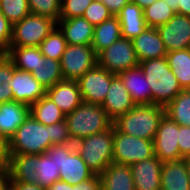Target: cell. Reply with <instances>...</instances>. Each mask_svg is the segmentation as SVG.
<instances>
[{"instance_id":"obj_17","label":"cell","mask_w":190,"mask_h":190,"mask_svg":"<svg viewBox=\"0 0 190 190\" xmlns=\"http://www.w3.org/2000/svg\"><path fill=\"white\" fill-rule=\"evenodd\" d=\"M46 95L65 114L74 111L82 102V96L78 81L62 80L54 86L46 89Z\"/></svg>"},{"instance_id":"obj_6","label":"cell","mask_w":190,"mask_h":190,"mask_svg":"<svg viewBox=\"0 0 190 190\" xmlns=\"http://www.w3.org/2000/svg\"><path fill=\"white\" fill-rule=\"evenodd\" d=\"M46 153L54 158L59 170L60 181L73 186L87 181L95 175L76 151L74 144L51 145Z\"/></svg>"},{"instance_id":"obj_47","label":"cell","mask_w":190,"mask_h":190,"mask_svg":"<svg viewBox=\"0 0 190 190\" xmlns=\"http://www.w3.org/2000/svg\"><path fill=\"white\" fill-rule=\"evenodd\" d=\"M47 190H75V185H70L67 182L56 181Z\"/></svg>"},{"instance_id":"obj_44","label":"cell","mask_w":190,"mask_h":190,"mask_svg":"<svg viewBox=\"0 0 190 190\" xmlns=\"http://www.w3.org/2000/svg\"><path fill=\"white\" fill-rule=\"evenodd\" d=\"M75 190H102L99 175H94L89 180L75 185Z\"/></svg>"},{"instance_id":"obj_2","label":"cell","mask_w":190,"mask_h":190,"mask_svg":"<svg viewBox=\"0 0 190 190\" xmlns=\"http://www.w3.org/2000/svg\"><path fill=\"white\" fill-rule=\"evenodd\" d=\"M164 115L165 107L155 104H137L113 121V126L124 134L153 140Z\"/></svg>"},{"instance_id":"obj_13","label":"cell","mask_w":190,"mask_h":190,"mask_svg":"<svg viewBox=\"0 0 190 190\" xmlns=\"http://www.w3.org/2000/svg\"><path fill=\"white\" fill-rule=\"evenodd\" d=\"M168 52L190 48V17L176 13L166 24L157 27Z\"/></svg>"},{"instance_id":"obj_34","label":"cell","mask_w":190,"mask_h":190,"mask_svg":"<svg viewBox=\"0 0 190 190\" xmlns=\"http://www.w3.org/2000/svg\"><path fill=\"white\" fill-rule=\"evenodd\" d=\"M38 47L44 57L60 61L67 42L63 33L56 27Z\"/></svg>"},{"instance_id":"obj_24","label":"cell","mask_w":190,"mask_h":190,"mask_svg":"<svg viewBox=\"0 0 190 190\" xmlns=\"http://www.w3.org/2000/svg\"><path fill=\"white\" fill-rule=\"evenodd\" d=\"M160 183L161 190H190V178L183 158L162 163Z\"/></svg>"},{"instance_id":"obj_35","label":"cell","mask_w":190,"mask_h":190,"mask_svg":"<svg viewBox=\"0 0 190 190\" xmlns=\"http://www.w3.org/2000/svg\"><path fill=\"white\" fill-rule=\"evenodd\" d=\"M0 12L12 25L31 14L28 0H0Z\"/></svg>"},{"instance_id":"obj_41","label":"cell","mask_w":190,"mask_h":190,"mask_svg":"<svg viewBox=\"0 0 190 190\" xmlns=\"http://www.w3.org/2000/svg\"><path fill=\"white\" fill-rule=\"evenodd\" d=\"M13 25L0 12V46L7 52L12 39Z\"/></svg>"},{"instance_id":"obj_25","label":"cell","mask_w":190,"mask_h":190,"mask_svg":"<svg viewBox=\"0 0 190 190\" xmlns=\"http://www.w3.org/2000/svg\"><path fill=\"white\" fill-rule=\"evenodd\" d=\"M117 16L121 26V35L126 39H134L147 28L143 9L133 2L124 5Z\"/></svg>"},{"instance_id":"obj_37","label":"cell","mask_w":190,"mask_h":190,"mask_svg":"<svg viewBox=\"0 0 190 190\" xmlns=\"http://www.w3.org/2000/svg\"><path fill=\"white\" fill-rule=\"evenodd\" d=\"M13 77V62L5 56L0 61V103L13 101V94L8 82Z\"/></svg>"},{"instance_id":"obj_16","label":"cell","mask_w":190,"mask_h":190,"mask_svg":"<svg viewBox=\"0 0 190 190\" xmlns=\"http://www.w3.org/2000/svg\"><path fill=\"white\" fill-rule=\"evenodd\" d=\"M162 161L154 156L130 165L135 190H161Z\"/></svg>"},{"instance_id":"obj_22","label":"cell","mask_w":190,"mask_h":190,"mask_svg":"<svg viewBox=\"0 0 190 190\" xmlns=\"http://www.w3.org/2000/svg\"><path fill=\"white\" fill-rule=\"evenodd\" d=\"M99 177L102 190H135L130 165L112 162Z\"/></svg>"},{"instance_id":"obj_49","label":"cell","mask_w":190,"mask_h":190,"mask_svg":"<svg viewBox=\"0 0 190 190\" xmlns=\"http://www.w3.org/2000/svg\"><path fill=\"white\" fill-rule=\"evenodd\" d=\"M155 1L156 0H131V2H133L134 4H137L142 9H145L146 7H148Z\"/></svg>"},{"instance_id":"obj_9","label":"cell","mask_w":190,"mask_h":190,"mask_svg":"<svg viewBox=\"0 0 190 190\" xmlns=\"http://www.w3.org/2000/svg\"><path fill=\"white\" fill-rule=\"evenodd\" d=\"M97 65L115 75L139 65L132 40L120 37L97 54Z\"/></svg>"},{"instance_id":"obj_19","label":"cell","mask_w":190,"mask_h":190,"mask_svg":"<svg viewBox=\"0 0 190 190\" xmlns=\"http://www.w3.org/2000/svg\"><path fill=\"white\" fill-rule=\"evenodd\" d=\"M118 76L123 81L135 105L152 104V90L140 65L125 70Z\"/></svg>"},{"instance_id":"obj_12","label":"cell","mask_w":190,"mask_h":190,"mask_svg":"<svg viewBox=\"0 0 190 190\" xmlns=\"http://www.w3.org/2000/svg\"><path fill=\"white\" fill-rule=\"evenodd\" d=\"M179 125L164 115L153 139L154 156L162 162L180 159Z\"/></svg>"},{"instance_id":"obj_43","label":"cell","mask_w":190,"mask_h":190,"mask_svg":"<svg viewBox=\"0 0 190 190\" xmlns=\"http://www.w3.org/2000/svg\"><path fill=\"white\" fill-rule=\"evenodd\" d=\"M10 160L9 140L0 133V171L6 174Z\"/></svg>"},{"instance_id":"obj_40","label":"cell","mask_w":190,"mask_h":190,"mask_svg":"<svg viewBox=\"0 0 190 190\" xmlns=\"http://www.w3.org/2000/svg\"><path fill=\"white\" fill-rule=\"evenodd\" d=\"M50 133H51V143L55 144H74L69 129L67 126L66 120H63L59 123L50 125Z\"/></svg>"},{"instance_id":"obj_31","label":"cell","mask_w":190,"mask_h":190,"mask_svg":"<svg viewBox=\"0 0 190 190\" xmlns=\"http://www.w3.org/2000/svg\"><path fill=\"white\" fill-rule=\"evenodd\" d=\"M165 115L181 126H190V89L182 90L166 107Z\"/></svg>"},{"instance_id":"obj_54","label":"cell","mask_w":190,"mask_h":190,"mask_svg":"<svg viewBox=\"0 0 190 190\" xmlns=\"http://www.w3.org/2000/svg\"><path fill=\"white\" fill-rule=\"evenodd\" d=\"M5 180V173L0 171V184Z\"/></svg>"},{"instance_id":"obj_8","label":"cell","mask_w":190,"mask_h":190,"mask_svg":"<svg viewBox=\"0 0 190 190\" xmlns=\"http://www.w3.org/2000/svg\"><path fill=\"white\" fill-rule=\"evenodd\" d=\"M154 157L153 140L119 132L113 126V162L132 165Z\"/></svg>"},{"instance_id":"obj_14","label":"cell","mask_w":190,"mask_h":190,"mask_svg":"<svg viewBox=\"0 0 190 190\" xmlns=\"http://www.w3.org/2000/svg\"><path fill=\"white\" fill-rule=\"evenodd\" d=\"M13 94V101L31 106L46 95V88L30 72L17 69L13 64V77L8 82Z\"/></svg>"},{"instance_id":"obj_36","label":"cell","mask_w":190,"mask_h":190,"mask_svg":"<svg viewBox=\"0 0 190 190\" xmlns=\"http://www.w3.org/2000/svg\"><path fill=\"white\" fill-rule=\"evenodd\" d=\"M31 14L50 18L56 22L61 17V0H28Z\"/></svg>"},{"instance_id":"obj_11","label":"cell","mask_w":190,"mask_h":190,"mask_svg":"<svg viewBox=\"0 0 190 190\" xmlns=\"http://www.w3.org/2000/svg\"><path fill=\"white\" fill-rule=\"evenodd\" d=\"M114 76L98 65L88 70L78 80L83 102L102 105Z\"/></svg>"},{"instance_id":"obj_53","label":"cell","mask_w":190,"mask_h":190,"mask_svg":"<svg viewBox=\"0 0 190 190\" xmlns=\"http://www.w3.org/2000/svg\"><path fill=\"white\" fill-rule=\"evenodd\" d=\"M7 52L0 46V61L6 56Z\"/></svg>"},{"instance_id":"obj_42","label":"cell","mask_w":190,"mask_h":190,"mask_svg":"<svg viewBox=\"0 0 190 190\" xmlns=\"http://www.w3.org/2000/svg\"><path fill=\"white\" fill-rule=\"evenodd\" d=\"M178 147L180 159L190 155V126L179 125Z\"/></svg>"},{"instance_id":"obj_28","label":"cell","mask_w":190,"mask_h":190,"mask_svg":"<svg viewBox=\"0 0 190 190\" xmlns=\"http://www.w3.org/2000/svg\"><path fill=\"white\" fill-rule=\"evenodd\" d=\"M166 59L181 88L190 89V48L167 52Z\"/></svg>"},{"instance_id":"obj_10","label":"cell","mask_w":190,"mask_h":190,"mask_svg":"<svg viewBox=\"0 0 190 190\" xmlns=\"http://www.w3.org/2000/svg\"><path fill=\"white\" fill-rule=\"evenodd\" d=\"M64 80L78 81L97 65V54L92 45H69L60 60Z\"/></svg>"},{"instance_id":"obj_7","label":"cell","mask_w":190,"mask_h":190,"mask_svg":"<svg viewBox=\"0 0 190 190\" xmlns=\"http://www.w3.org/2000/svg\"><path fill=\"white\" fill-rule=\"evenodd\" d=\"M57 26V22L50 18L29 14L13 25L9 46L38 47Z\"/></svg>"},{"instance_id":"obj_30","label":"cell","mask_w":190,"mask_h":190,"mask_svg":"<svg viewBox=\"0 0 190 190\" xmlns=\"http://www.w3.org/2000/svg\"><path fill=\"white\" fill-rule=\"evenodd\" d=\"M30 114L46 126L65 120V114L47 95L30 106Z\"/></svg>"},{"instance_id":"obj_33","label":"cell","mask_w":190,"mask_h":190,"mask_svg":"<svg viewBox=\"0 0 190 190\" xmlns=\"http://www.w3.org/2000/svg\"><path fill=\"white\" fill-rule=\"evenodd\" d=\"M176 12L167 5L164 0H156L151 5L143 9V15L147 27L157 28L166 24Z\"/></svg>"},{"instance_id":"obj_1","label":"cell","mask_w":190,"mask_h":190,"mask_svg":"<svg viewBox=\"0 0 190 190\" xmlns=\"http://www.w3.org/2000/svg\"><path fill=\"white\" fill-rule=\"evenodd\" d=\"M139 65L152 90V104L166 107L183 90L166 57L148 59Z\"/></svg>"},{"instance_id":"obj_18","label":"cell","mask_w":190,"mask_h":190,"mask_svg":"<svg viewBox=\"0 0 190 190\" xmlns=\"http://www.w3.org/2000/svg\"><path fill=\"white\" fill-rule=\"evenodd\" d=\"M132 42L139 62L166 57L168 52L157 28L147 27Z\"/></svg>"},{"instance_id":"obj_29","label":"cell","mask_w":190,"mask_h":190,"mask_svg":"<svg viewBox=\"0 0 190 190\" xmlns=\"http://www.w3.org/2000/svg\"><path fill=\"white\" fill-rule=\"evenodd\" d=\"M32 76L46 89L64 80L60 61L42 56L38 65L33 68Z\"/></svg>"},{"instance_id":"obj_3","label":"cell","mask_w":190,"mask_h":190,"mask_svg":"<svg viewBox=\"0 0 190 190\" xmlns=\"http://www.w3.org/2000/svg\"><path fill=\"white\" fill-rule=\"evenodd\" d=\"M51 143L50 125L39 123L31 114L9 139L10 154H45Z\"/></svg>"},{"instance_id":"obj_51","label":"cell","mask_w":190,"mask_h":190,"mask_svg":"<svg viewBox=\"0 0 190 190\" xmlns=\"http://www.w3.org/2000/svg\"><path fill=\"white\" fill-rule=\"evenodd\" d=\"M187 167V173L190 178V155L183 158Z\"/></svg>"},{"instance_id":"obj_5","label":"cell","mask_w":190,"mask_h":190,"mask_svg":"<svg viewBox=\"0 0 190 190\" xmlns=\"http://www.w3.org/2000/svg\"><path fill=\"white\" fill-rule=\"evenodd\" d=\"M74 145L88 168L100 175L113 162V125L103 132L77 140Z\"/></svg>"},{"instance_id":"obj_39","label":"cell","mask_w":190,"mask_h":190,"mask_svg":"<svg viewBox=\"0 0 190 190\" xmlns=\"http://www.w3.org/2000/svg\"><path fill=\"white\" fill-rule=\"evenodd\" d=\"M93 0H61L60 19L83 16L84 11Z\"/></svg>"},{"instance_id":"obj_20","label":"cell","mask_w":190,"mask_h":190,"mask_svg":"<svg viewBox=\"0 0 190 190\" xmlns=\"http://www.w3.org/2000/svg\"><path fill=\"white\" fill-rule=\"evenodd\" d=\"M57 26L69 45H91L94 26L84 17L60 19ZM61 27V28H60Z\"/></svg>"},{"instance_id":"obj_15","label":"cell","mask_w":190,"mask_h":190,"mask_svg":"<svg viewBox=\"0 0 190 190\" xmlns=\"http://www.w3.org/2000/svg\"><path fill=\"white\" fill-rule=\"evenodd\" d=\"M101 106L112 121H115L135 106L123 81L118 75L112 78L106 98Z\"/></svg>"},{"instance_id":"obj_26","label":"cell","mask_w":190,"mask_h":190,"mask_svg":"<svg viewBox=\"0 0 190 190\" xmlns=\"http://www.w3.org/2000/svg\"><path fill=\"white\" fill-rule=\"evenodd\" d=\"M121 35V26L118 16H111L101 24L94 26L92 47L98 54L117 41Z\"/></svg>"},{"instance_id":"obj_4","label":"cell","mask_w":190,"mask_h":190,"mask_svg":"<svg viewBox=\"0 0 190 190\" xmlns=\"http://www.w3.org/2000/svg\"><path fill=\"white\" fill-rule=\"evenodd\" d=\"M65 120L73 142L103 132L113 125L101 105L85 102L65 115Z\"/></svg>"},{"instance_id":"obj_27","label":"cell","mask_w":190,"mask_h":190,"mask_svg":"<svg viewBox=\"0 0 190 190\" xmlns=\"http://www.w3.org/2000/svg\"><path fill=\"white\" fill-rule=\"evenodd\" d=\"M6 56L13 62L14 67L24 72H32L43 54L35 46H9Z\"/></svg>"},{"instance_id":"obj_38","label":"cell","mask_w":190,"mask_h":190,"mask_svg":"<svg viewBox=\"0 0 190 190\" xmlns=\"http://www.w3.org/2000/svg\"><path fill=\"white\" fill-rule=\"evenodd\" d=\"M113 16L108 8L99 0H93L83 13V16L93 26L101 24Z\"/></svg>"},{"instance_id":"obj_52","label":"cell","mask_w":190,"mask_h":190,"mask_svg":"<svg viewBox=\"0 0 190 190\" xmlns=\"http://www.w3.org/2000/svg\"><path fill=\"white\" fill-rule=\"evenodd\" d=\"M0 190H10L9 185L7 183L6 180H4L1 184H0Z\"/></svg>"},{"instance_id":"obj_32","label":"cell","mask_w":190,"mask_h":190,"mask_svg":"<svg viewBox=\"0 0 190 190\" xmlns=\"http://www.w3.org/2000/svg\"><path fill=\"white\" fill-rule=\"evenodd\" d=\"M36 183L42 188L48 189L54 182L60 180L59 170L54 158L47 153L36 155Z\"/></svg>"},{"instance_id":"obj_46","label":"cell","mask_w":190,"mask_h":190,"mask_svg":"<svg viewBox=\"0 0 190 190\" xmlns=\"http://www.w3.org/2000/svg\"><path fill=\"white\" fill-rule=\"evenodd\" d=\"M10 190H47L35 183L26 182H7Z\"/></svg>"},{"instance_id":"obj_45","label":"cell","mask_w":190,"mask_h":190,"mask_svg":"<svg viewBox=\"0 0 190 190\" xmlns=\"http://www.w3.org/2000/svg\"><path fill=\"white\" fill-rule=\"evenodd\" d=\"M101 1L109 10L113 16H117L124 5L131 2V0H99Z\"/></svg>"},{"instance_id":"obj_21","label":"cell","mask_w":190,"mask_h":190,"mask_svg":"<svg viewBox=\"0 0 190 190\" xmlns=\"http://www.w3.org/2000/svg\"><path fill=\"white\" fill-rule=\"evenodd\" d=\"M30 114V106L16 101L0 103V133L8 140Z\"/></svg>"},{"instance_id":"obj_23","label":"cell","mask_w":190,"mask_h":190,"mask_svg":"<svg viewBox=\"0 0 190 190\" xmlns=\"http://www.w3.org/2000/svg\"><path fill=\"white\" fill-rule=\"evenodd\" d=\"M36 155L10 154L9 166L5 174L7 182H36Z\"/></svg>"},{"instance_id":"obj_50","label":"cell","mask_w":190,"mask_h":190,"mask_svg":"<svg viewBox=\"0 0 190 190\" xmlns=\"http://www.w3.org/2000/svg\"><path fill=\"white\" fill-rule=\"evenodd\" d=\"M176 13L179 14V0H164Z\"/></svg>"},{"instance_id":"obj_48","label":"cell","mask_w":190,"mask_h":190,"mask_svg":"<svg viewBox=\"0 0 190 190\" xmlns=\"http://www.w3.org/2000/svg\"><path fill=\"white\" fill-rule=\"evenodd\" d=\"M179 14L190 17V0H179Z\"/></svg>"}]
</instances>
